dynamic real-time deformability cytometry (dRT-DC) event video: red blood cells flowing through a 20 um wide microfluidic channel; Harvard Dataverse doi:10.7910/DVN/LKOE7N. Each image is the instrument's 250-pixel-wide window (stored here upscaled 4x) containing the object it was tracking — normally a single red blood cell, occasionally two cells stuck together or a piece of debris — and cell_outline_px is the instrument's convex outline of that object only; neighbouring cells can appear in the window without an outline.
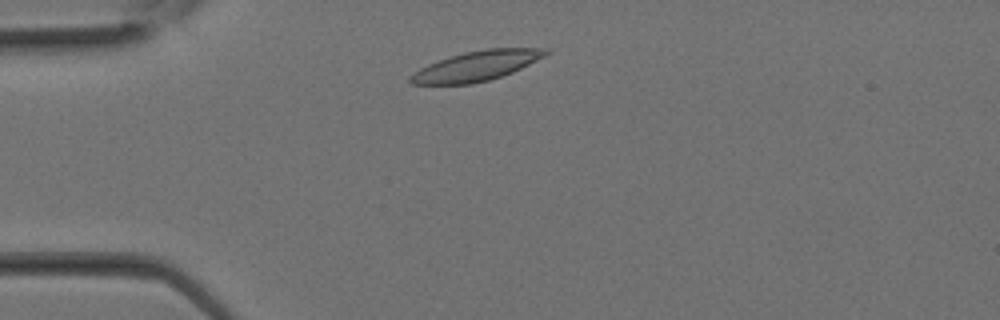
{"species": "Egyptian fruit bat (a non-hibernating species)", "species_latin": "Rousettus aegyptiacus", "temperature_condition": "room temperature", "stored_images_in_passage": 14, "camera_frame_rate_fps": 3000, "um_per_image_px": 0.085, "animal": {"sex": "female"}, "frame": {"image": 1, "passage_image": 3, "time_ms": 0.667, "image_size_px": [1000, 320], "cell_outline_px": [[552, 52], [512, 72], [488, 80], [472, 84], [412, 84], [408, 80], [408, 76], [420, 68], [428, 64], [464, 52], [488, 48], [548, 48]], "centroid_in_image_um": [40.49, 5.6], "position_along_channel_um": 44.5, "area_um2": 23.29}}
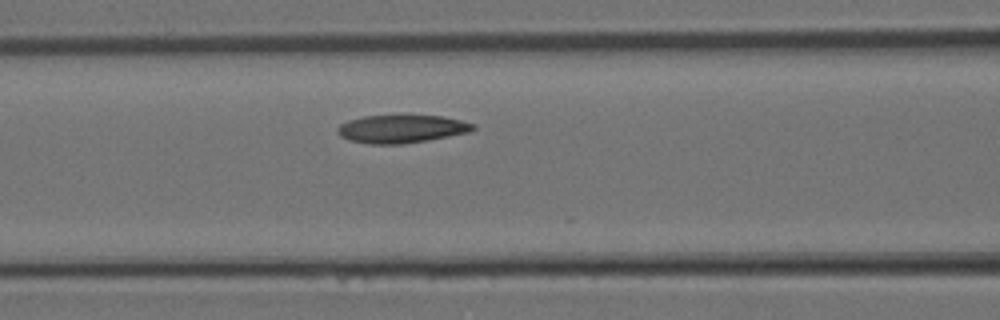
{"frame": {"image": 2, "passage_image": 8, "time_ms": 2.333, "image_size_px": [1000, 320], "cell_outline_px": [[476, 128], [468, 132], [428, 140], [400, 144], [368, 144], [348, 140], [340, 136], [336, 132], [336, 128], [340, 124], [348, 120], [364, 116], [400, 112], [440, 116], [460, 120], [476, 124]], "centroid_in_image_um": [34.08, 10.9], "position_along_channel_um": 132.5, "area_um2": 23.12}}
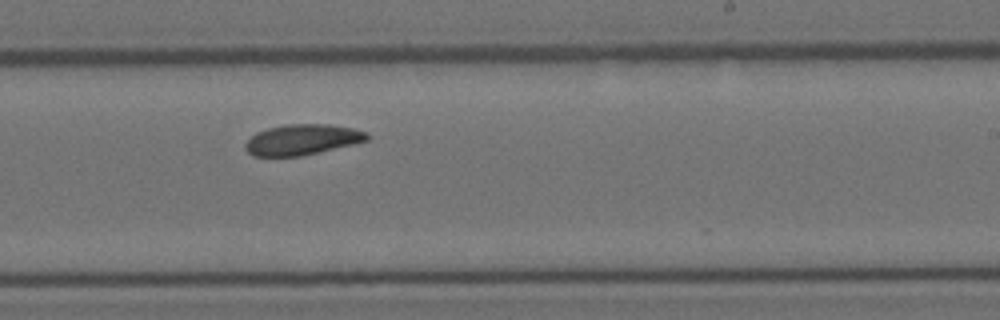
{"frame": {"image": 3, "passage_image": 14, "time_ms": 4.333, "image_size_px": [1000, 320], "cell_outline_px": [[368, 140], [352, 144], [300, 156], [252, 156], [244, 148], [244, 144], [256, 132], [268, 128], [284, 124], [328, 124], [352, 128], [368, 132]], "centroid_in_image_um": [25.65, 11.86], "position_along_channel_um": 263.3, "area_um2": 21.56}}